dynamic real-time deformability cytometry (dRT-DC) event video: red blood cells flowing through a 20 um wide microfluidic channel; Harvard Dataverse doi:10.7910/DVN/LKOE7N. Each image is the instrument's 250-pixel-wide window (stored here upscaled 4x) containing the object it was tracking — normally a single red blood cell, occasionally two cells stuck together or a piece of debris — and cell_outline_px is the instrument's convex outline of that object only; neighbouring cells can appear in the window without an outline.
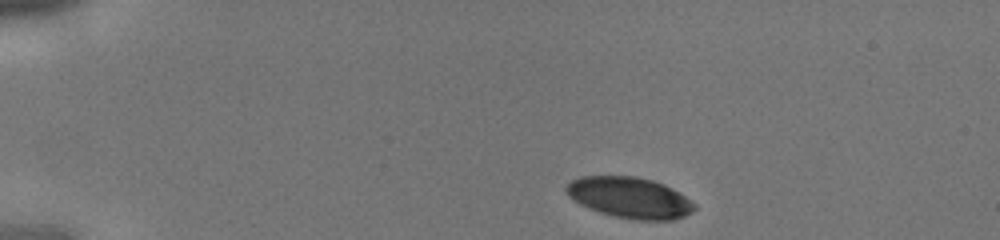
{"species": "human", "species_latin": "Homo sapiens", "temperature_condition": "cold", "stored_images_in_passage": 4, "camera_frame_rate_fps": 3000, "um_per_image_px": 0.085, "donor": {"sex": "male"}, "frame": {"image": 1, "passage_image": 1, "time_ms": 0.0, "image_size_px": [1000, 240], "cell_outline_px": [[696, 208], [692, 212], [684, 216], [672, 220], [632, 220], [600, 212], [588, 208], [572, 200], [568, 196], [564, 188], [572, 180], [580, 176], [632, 176], [652, 180], [664, 184], [672, 188], [696, 204]], "centroid_in_image_um": [53.51, 16.8], "position_along_channel_um": 31.5, "area_um2": 30.63}}
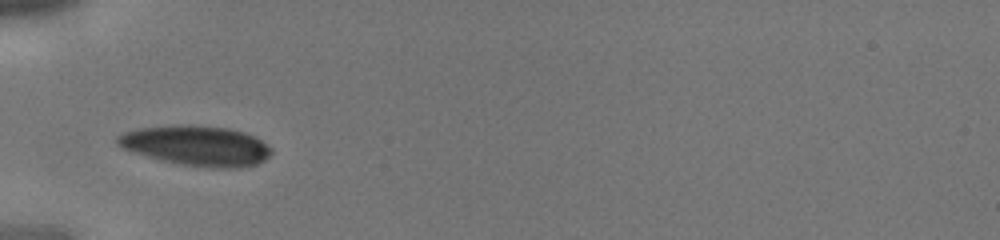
{"frame": {"image": 2, "passage_image": 3, "time_ms": 0.667, "image_size_px": [1000, 240], "cell_outline_px": [[272, 152], [264, 160], [256, 164], [240, 168], [212, 168], [180, 164], [160, 160], [132, 152], [116, 144], [116, 136], [124, 132], [136, 128], [176, 124], [188, 124], [228, 128], [244, 132], [260, 140], [272, 148]], "centroid_in_image_um": [16.66, 12.38], "position_along_channel_um": 68.3, "area_um2": 36.18}}
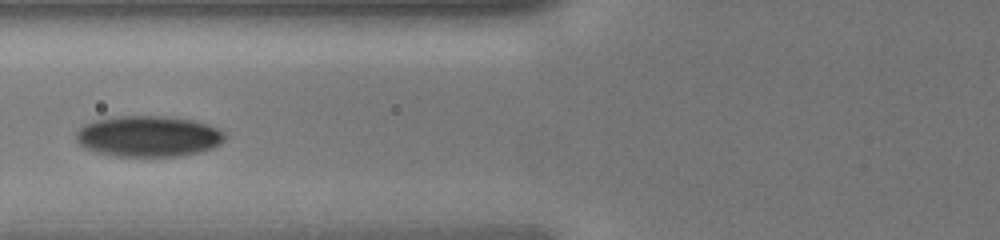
{"frame": {"image": 3, "passage_image": 4, "time_ms": 1.0, "image_size_px": [1000, 240], "cell_outline_px": [[228, 136], [220, 144], [212, 148], [200, 152], [180, 156], [116, 156], [96, 152], [84, 148], [76, 140], [76, 132], [84, 124], [92, 120], [116, 116], [164, 116], [192, 120], [208, 124], [224, 132]], "centroid_in_image_um": [12.61, 11.58], "position_along_channel_um": 113.2, "area_um2": 35.72}}